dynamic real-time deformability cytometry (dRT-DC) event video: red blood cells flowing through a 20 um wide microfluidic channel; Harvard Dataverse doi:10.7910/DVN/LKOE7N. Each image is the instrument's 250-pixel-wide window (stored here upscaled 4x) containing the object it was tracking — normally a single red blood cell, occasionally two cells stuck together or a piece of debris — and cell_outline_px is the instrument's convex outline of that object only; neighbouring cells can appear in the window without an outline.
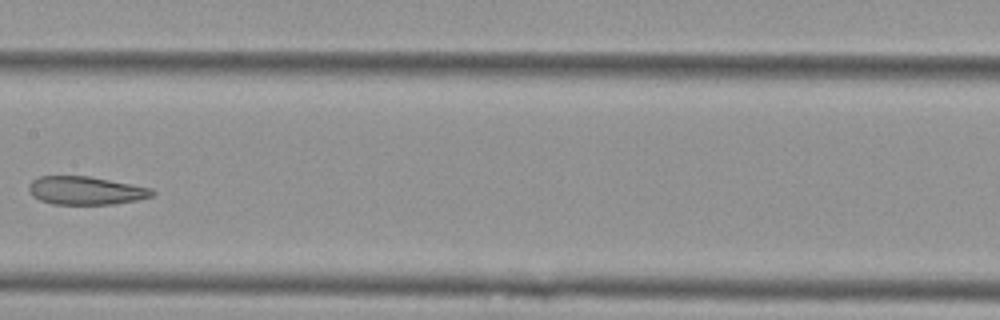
{"species": "Egyptian fruit bat (a non-hibernating species)", "species_latin": "Rousettus aegyptiacus", "temperature_condition": "cold", "stored_images_in_passage": 9, "camera_frame_rate_fps": 3000, "um_per_image_px": 0.085, "animal": {"sex": "female"}, "frame": {"image": 1, "passage_image": 6, "time_ms": 1.667, "image_size_px": [1000, 320], "cell_outline_px": [[156, 192], [152, 196], [136, 200], [112, 204], [52, 204], [40, 200], [32, 196], [28, 188], [28, 184], [32, 180], [40, 176], [88, 176], [152, 188]], "centroid_in_image_um": [7.26, 16.2], "position_along_channel_um": 200.1, "area_um2": 20.23}}
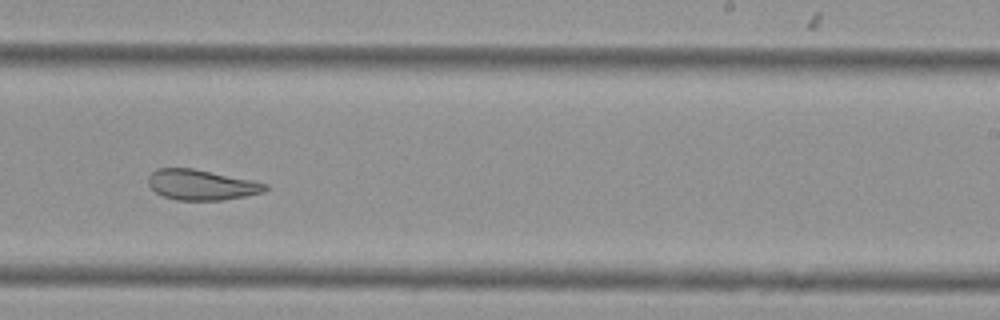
{"frame": {"image": 2, "passage_image": 8, "time_ms": 2.333, "image_size_px": [1000, 320], "cell_outline_px": [[268, 188], [264, 192], [224, 200], [176, 200], [164, 196], [156, 192], [148, 184], [148, 176], [156, 168], [192, 168], [252, 180], [268, 184]], "centroid_in_image_um": [17.11, 15.71], "position_along_channel_um": 271.9, "area_um2": 20.63}}
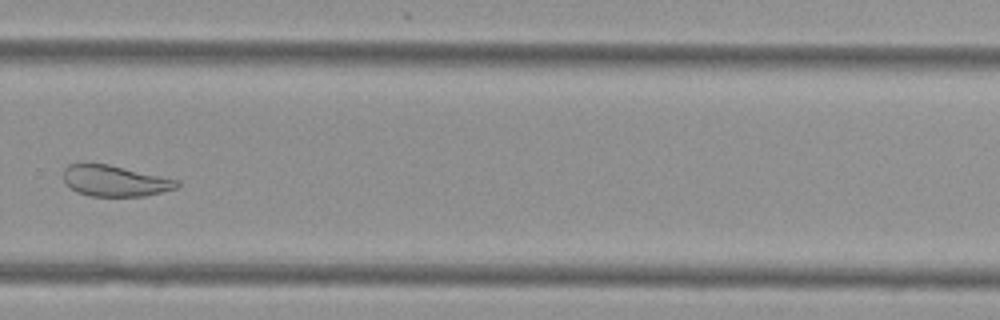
{"frame": {"image": 3, "passage_image": 9, "time_ms": 2.667, "image_size_px": [1000, 320], "cell_outline_px": [[180, 184], [176, 188], [164, 192], [144, 196], [88, 196], [76, 192], [64, 184], [64, 168], [68, 164], [84, 160], [88, 160], [108, 164], [180, 180]], "centroid_in_image_um": [9.7, 15.34], "position_along_channel_um": 320.1, "area_um2": 21.27}}